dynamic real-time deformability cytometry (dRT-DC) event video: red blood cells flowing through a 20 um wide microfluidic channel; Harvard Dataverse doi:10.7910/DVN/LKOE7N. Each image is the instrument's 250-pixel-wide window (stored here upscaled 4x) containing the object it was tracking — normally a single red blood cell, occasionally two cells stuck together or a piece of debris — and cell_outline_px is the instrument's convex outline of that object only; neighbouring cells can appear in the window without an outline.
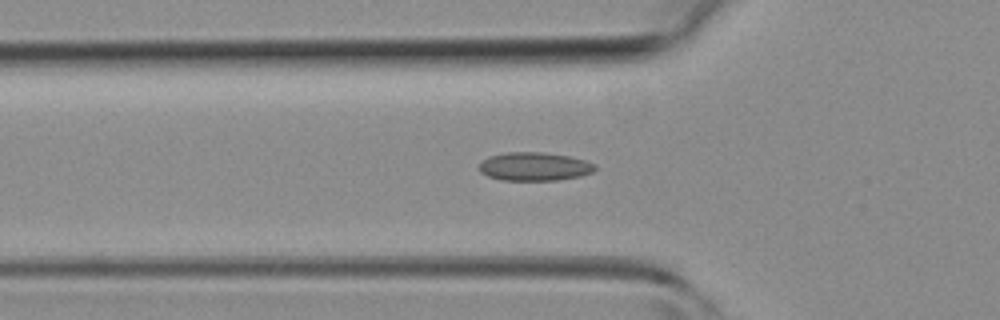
{"species": "common noctule bat (a hibernating species)", "species_latin": "Nyctalus noctula", "temperature_condition": "room temperature", "stored_images_in_passage": 45, "camera_frame_rate_fps": 3000, "um_per_image_px": 0.085, "animal": {"sex": "female", "body_mass_g": 19.3, "forearm_length_mm": 54.1}, "frame": {"image": 1, "passage_image": 15, "time_ms": 4.667, "image_size_px": [1000, 320], "cell_outline_px": [[596, 168], [592, 172], [580, 176], [556, 180], [500, 180], [488, 176], [480, 172], [480, 164], [488, 156], [508, 152], [544, 152], [568, 156], [584, 160], [596, 164]], "centroid_in_image_um": [45.42, 14.15], "position_along_channel_um": 80.4, "area_um2": 19.13}}
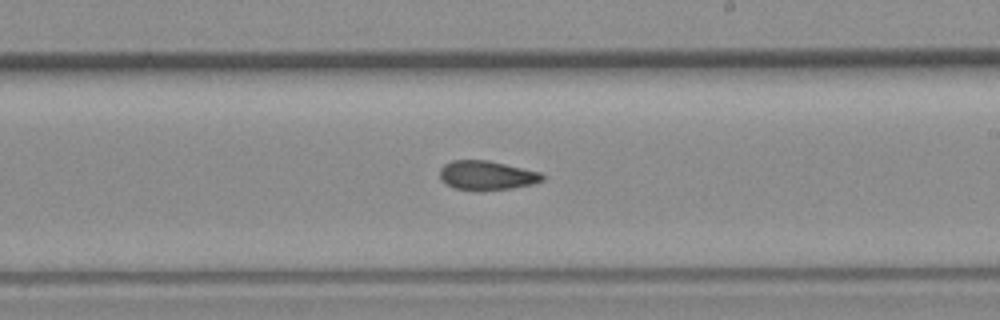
{"frame": {"image": 2, "passage_image": 26, "time_ms": 8.333, "image_size_px": [1000, 320], "cell_outline_px": [[544, 180], [532, 184], [512, 188], [456, 188], [448, 184], [440, 176], [440, 168], [444, 164], [452, 160], [488, 160], [540, 172], [544, 176]], "centroid_in_image_um": [41.4, 14.86], "position_along_channel_um": 247.6, "area_um2": 16.7}}
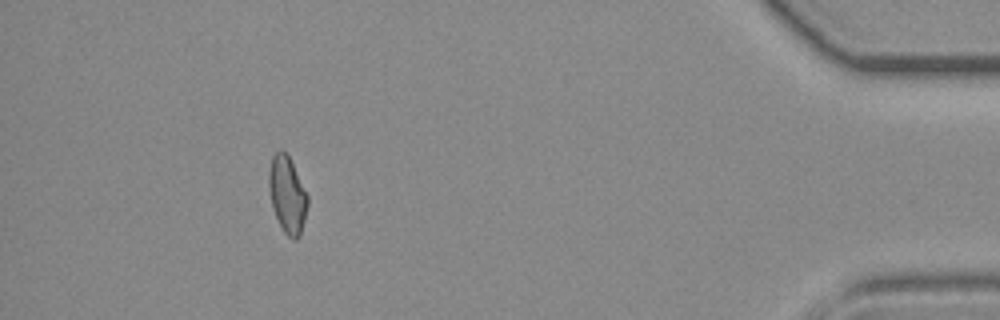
{"frame": {"image": 3, "passage_image": 41, "time_ms": 13.333, "image_size_px": [1000, 320], "cell_outline_px": [[308, 204], [300, 236], [296, 240], [292, 240], [284, 232], [272, 208], [268, 188], [268, 172], [272, 156], [280, 148], [288, 156], [308, 196]], "centroid_in_image_um": [24.4, 16.56], "position_along_channel_um": 410.8, "area_um2": 17.22}}